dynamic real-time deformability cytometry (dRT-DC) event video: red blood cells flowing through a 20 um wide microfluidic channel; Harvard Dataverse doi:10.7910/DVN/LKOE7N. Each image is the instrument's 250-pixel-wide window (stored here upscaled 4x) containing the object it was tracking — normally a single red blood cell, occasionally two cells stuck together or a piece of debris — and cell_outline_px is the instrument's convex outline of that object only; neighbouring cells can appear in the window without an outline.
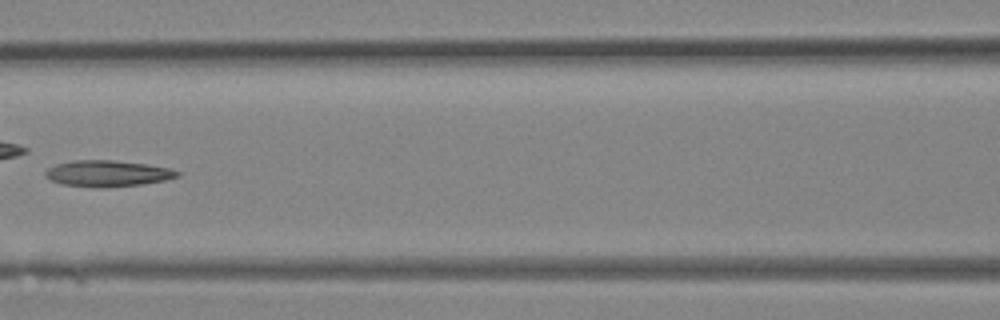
{"species": "Egyptian fruit bat (a non-hibernating species)", "species_latin": "Rousettus aegyptiacus", "temperature_condition": "room temperature", "stored_images_in_passage": 31, "camera_frame_rate_fps": 3000, "um_per_image_px": 0.085, "animal": {"sex": "female"}, "frame": {"image": 1, "passage_image": 14, "time_ms": 4.333, "image_size_px": [1000, 320], "cell_outline_px": [[180, 176], [164, 180], [140, 184], [104, 188], [92, 188], [60, 184], [44, 176], [44, 172], [48, 168], [56, 164], [72, 160], [112, 160], [148, 164], [168, 168], [180, 172]], "centroid_in_image_um": [9.1, 14.75], "position_along_channel_um": 157.5, "area_um2": 20.29}}
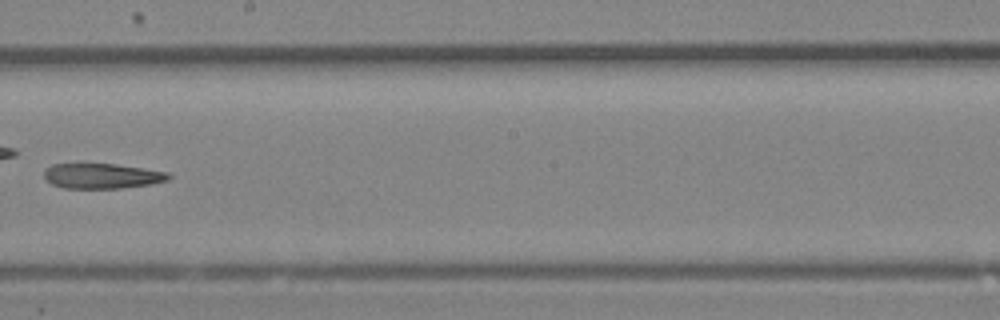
{"frame": {"image": 2, "passage_image": 18, "time_ms": 5.667, "image_size_px": [1000, 320], "cell_outline_px": [[172, 176], [168, 180], [152, 184], [120, 188], [64, 188], [52, 184], [44, 176], [44, 172], [52, 164], [116, 164], [168, 172]], "centroid_in_image_um": [8.71, 14.96], "position_along_channel_um": 239.5, "area_um2": 18.09}}
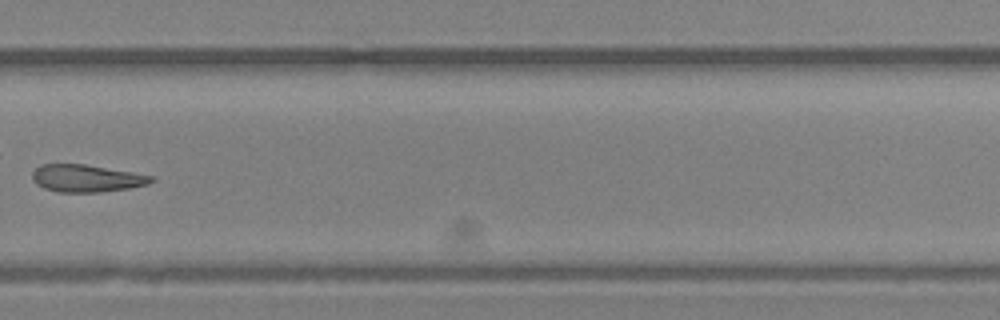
{"frame": {"image": 3, "passage_image": 22, "time_ms": 7.0, "image_size_px": [1000, 320], "cell_outline_px": [[156, 180], [148, 184], [128, 188], [100, 192], [60, 192], [44, 188], [36, 184], [32, 180], [32, 172], [40, 164], [84, 164], [156, 176]], "centroid_in_image_um": [7.36, 15.15], "position_along_channel_um": 322.4, "area_um2": 19.02}}